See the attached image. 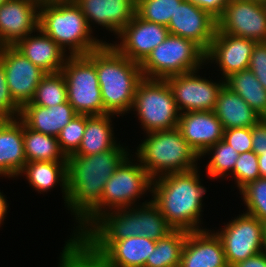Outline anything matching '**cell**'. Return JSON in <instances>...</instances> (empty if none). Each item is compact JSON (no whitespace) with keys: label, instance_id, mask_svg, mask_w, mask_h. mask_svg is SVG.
Wrapping results in <instances>:
<instances>
[{"label":"cell","instance_id":"1","mask_svg":"<svg viewBox=\"0 0 266 267\" xmlns=\"http://www.w3.org/2000/svg\"><path fill=\"white\" fill-rule=\"evenodd\" d=\"M173 230L152 200L136 208L109 210L61 253L58 267H88L115 240L145 236L158 241Z\"/></svg>","mask_w":266,"mask_h":267},{"label":"cell","instance_id":"2","mask_svg":"<svg viewBox=\"0 0 266 267\" xmlns=\"http://www.w3.org/2000/svg\"><path fill=\"white\" fill-rule=\"evenodd\" d=\"M120 144L89 156L67 157V206L78 225L100 204L105 183L130 155Z\"/></svg>","mask_w":266,"mask_h":267},{"label":"cell","instance_id":"3","mask_svg":"<svg viewBox=\"0 0 266 267\" xmlns=\"http://www.w3.org/2000/svg\"><path fill=\"white\" fill-rule=\"evenodd\" d=\"M200 180L198 168L153 179L151 200L174 230H203L199 226V218L206 189Z\"/></svg>","mask_w":266,"mask_h":267},{"label":"cell","instance_id":"4","mask_svg":"<svg viewBox=\"0 0 266 267\" xmlns=\"http://www.w3.org/2000/svg\"><path fill=\"white\" fill-rule=\"evenodd\" d=\"M95 66L105 114L129 113L137 86L144 78L140 64L122 55L111 43H104L95 50Z\"/></svg>","mask_w":266,"mask_h":267},{"label":"cell","instance_id":"5","mask_svg":"<svg viewBox=\"0 0 266 267\" xmlns=\"http://www.w3.org/2000/svg\"><path fill=\"white\" fill-rule=\"evenodd\" d=\"M127 157L105 183L100 204L78 225L66 242L62 253L103 213L113 209L131 208L144 195L152 192L153 178L138 163ZM106 209V210H105ZM108 209V210H107ZM78 228V229H77Z\"/></svg>","mask_w":266,"mask_h":267},{"label":"cell","instance_id":"6","mask_svg":"<svg viewBox=\"0 0 266 267\" xmlns=\"http://www.w3.org/2000/svg\"><path fill=\"white\" fill-rule=\"evenodd\" d=\"M39 29L65 51L68 47L69 55H87L107 43L91 35L86 17L75 2L40 5Z\"/></svg>","mask_w":266,"mask_h":267},{"label":"cell","instance_id":"7","mask_svg":"<svg viewBox=\"0 0 266 267\" xmlns=\"http://www.w3.org/2000/svg\"><path fill=\"white\" fill-rule=\"evenodd\" d=\"M147 134L135 154L153 179L197 168L196 161L200 160V156L182 137L177 127Z\"/></svg>","mask_w":266,"mask_h":267},{"label":"cell","instance_id":"8","mask_svg":"<svg viewBox=\"0 0 266 267\" xmlns=\"http://www.w3.org/2000/svg\"><path fill=\"white\" fill-rule=\"evenodd\" d=\"M206 52L194 41L173 34L155 47L140 64L142 75L149 79H166L170 76L199 70Z\"/></svg>","mask_w":266,"mask_h":267},{"label":"cell","instance_id":"9","mask_svg":"<svg viewBox=\"0 0 266 267\" xmlns=\"http://www.w3.org/2000/svg\"><path fill=\"white\" fill-rule=\"evenodd\" d=\"M61 72L67 86V101L77 114H105L95 66V50L87 55H68Z\"/></svg>","mask_w":266,"mask_h":267},{"label":"cell","instance_id":"10","mask_svg":"<svg viewBox=\"0 0 266 267\" xmlns=\"http://www.w3.org/2000/svg\"><path fill=\"white\" fill-rule=\"evenodd\" d=\"M132 109L146 133L178 126L180 112L166 79L143 78L137 86Z\"/></svg>","mask_w":266,"mask_h":267},{"label":"cell","instance_id":"11","mask_svg":"<svg viewBox=\"0 0 266 267\" xmlns=\"http://www.w3.org/2000/svg\"><path fill=\"white\" fill-rule=\"evenodd\" d=\"M215 233L222 242L228 267L265 250L263 222L248 213L227 222L221 231Z\"/></svg>","mask_w":266,"mask_h":267},{"label":"cell","instance_id":"12","mask_svg":"<svg viewBox=\"0 0 266 267\" xmlns=\"http://www.w3.org/2000/svg\"><path fill=\"white\" fill-rule=\"evenodd\" d=\"M216 32L266 42V1L230 0L217 20Z\"/></svg>","mask_w":266,"mask_h":267},{"label":"cell","instance_id":"13","mask_svg":"<svg viewBox=\"0 0 266 267\" xmlns=\"http://www.w3.org/2000/svg\"><path fill=\"white\" fill-rule=\"evenodd\" d=\"M0 62L14 102L22 108L31 102L42 78L47 74L14 46L0 47Z\"/></svg>","mask_w":266,"mask_h":267},{"label":"cell","instance_id":"14","mask_svg":"<svg viewBox=\"0 0 266 267\" xmlns=\"http://www.w3.org/2000/svg\"><path fill=\"white\" fill-rule=\"evenodd\" d=\"M197 71L166 78L180 113L213 111L218 94L225 85V80L213 83L200 75L197 76Z\"/></svg>","mask_w":266,"mask_h":267},{"label":"cell","instance_id":"15","mask_svg":"<svg viewBox=\"0 0 266 267\" xmlns=\"http://www.w3.org/2000/svg\"><path fill=\"white\" fill-rule=\"evenodd\" d=\"M168 35L167 26L143 20L135 14L117 37L121 39L120 44L112 45L131 61L141 64Z\"/></svg>","mask_w":266,"mask_h":267},{"label":"cell","instance_id":"16","mask_svg":"<svg viewBox=\"0 0 266 267\" xmlns=\"http://www.w3.org/2000/svg\"><path fill=\"white\" fill-rule=\"evenodd\" d=\"M37 0H7L0 5V46H14L39 29Z\"/></svg>","mask_w":266,"mask_h":267},{"label":"cell","instance_id":"17","mask_svg":"<svg viewBox=\"0 0 266 267\" xmlns=\"http://www.w3.org/2000/svg\"><path fill=\"white\" fill-rule=\"evenodd\" d=\"M167 28L169 34L190 39L206 52L214 39L217 20L208 12L184 0L177 6Z\"/></svg>","mask_w":266,"mask_h":267},{"label":"cell","instance_id":"18","mask_svg":"<svg viewBox=\"0 0 266 267\" xmlns=\"http://www.w3.org/2000/svg\"><path fill=\"white\" fill-rule=\"evenodd\" d=\"M256 41L223 32H216L205 60L219 65L224 80L234 73L248 69Z\"/></svg>","mask_w":266,"mask_h":267},{"label":"cell","instance_id":"19","mask_svg":"<svg viewBox=\"0 0 266 267\" xmlns=\"http://www.w3.org/2000/svg\"><path fill=\"white\" fill-rule=\"evenodd\" d=\"M177 128L199 156L223 139V126L213 111L180 113Z\"/></svg>","mask_w":266,"mask_h":267},{"label":"cell","instance_id":"20","mask_svg":"<svg viewBox=\"0 0 266 267\" xmlns=\"http://www.w3.org/2000/svg\"><path fill=\"white\" fill-rule=\"evenodd\" d=\"M209 231L187 232L179 267H228L220 238Z\"/></svg>","mask_w":266,"mask_h":267},{"label":"cell","instance_id":"21","mask_svg":"<svg viewBox=\"0 0 266 267\" xmlns=\"http://www.w3.org/2000/svg\"><path fill=\"white\" fill-rule=\"evenodd\" d=\"M155 246L145 236L115 240L88 267H144Z\"/></svg>","mask_w":266,"mask_h":267},{"label":"cell","instance_id":"22","mask_svg":"<svg viewBox=\"0 0 266 267\" xmlns=\"http://www.w3.org/2000/svg\"><path fill=\"white\" fill-rule=\"evenodd\" d=\"M75 3L90 29V23L95 22L116 35L133 19L136 9V0H76Z\"/></svg>","mask_w":266,"mask_h":267},{"label":"cell","instance_id":"23","mask_svg":"<svg viewBox=\"0 0 266 267\" xmlns=\"http://www.w3.org/2000/svg\"><path fill=\"white\" fill-rule=\"evenodd\" d=\"M26 162L23 122L19 118L0 119V175L18 177Z\"/></svg>","mask_w":266,"mask_h":267},{"label":"cell","instance_id":"24","mask_svg":"<svg viewBox=\"0 0 266 267\" xmlns=\"http://www.w3.org/2000/svg\"><path fill=\"white\" fill-rule=\"evenodd\" d=\"M36 32H39L40 35L33 36L30 33L23 39H20L14 47L46 73L61 72L68 58L65 53L66 51L41 29H38Z\"/></svg>","mask_w":266,"mask_h":267},{"label":"cell","instance_id":"25","mask_svg":"<svg viewBox=\"0 0 266 267\" xmlns=\"http://www.w3.org/2000/svg\"><path fill=\"white\" fill-rule=\"evenodd\" d=\"M77 115L72 105L65 103L51 107L24 105L19 119L27 128L57 137L60 131Z\"/></svg>","mask_w":266,"mask_h":267},{"label":"cell","instance_id":"26","mask_svg":"<svg viewBox=\"0 0 266 267\" xmlns=\"http://www.w3.org/2000/svg\"><path fill=\"white\" fill-rule=\"evenodd\" d=\"M223 129L252 128L262 118L237 93L223 86L213 110Z\"/></svg>","mask_w":266,"mask_h":267},{"label":"cell","instance_id":"27","mask_svg":"<svg viewBox=\"0 0 266 267\" xmlns=\"http://www.w3.org/2000/svg\"><path fill=\"white\" fill-rule=\"evenodd\" d=\"M20 174H25L29 185L40 193L60 183L64 203L67 204V161L26 162Z\"/></svg>","mask_w":266,"mask_h":267},{"label":"cell","instance_id":"28","mask_svg":"<svg viewBox=\"0 0 266 267\" xmlns=\"http://www.w3.org/2000/svg\"><path fill=\"white\" fill-rule=\"evenodd\" d=\"M112 114L86 115V127L78 150L74 155L89 156L114 148L116 140L112 130Z\"/></svg>","mask_w":266,"mask_h":267},{"label":"cell","instance_id":"29","mask_svg":"<svg viewBox=\"0 0 266 267\" xmlns=\"http://www.w3.org/2000/svg\"><path fill=\"white\" fill-rule=\"evenodd\" d=\"M225 86L243 98L262 119H266V89L250 69L227 77Z\"/></svg>","mask_w":266,"mask_h":267},{"label":"cell","instance_id":"30","mask_svg":"<svg viewBox=\"0 0 266 267\" xmlns=\"http://www.w3.org/2000/svg\"><path fill=\"white\" fill-rule=\"evenodd\" d=\"M24 152L27 162L67 161L60 150L57 137L27 128L23 123Z\"/></svg>","mask_w":266,"mask_h":267},{"label":"cell","instance_id":"31","mask_svg":"<svg viewBox=\"0 0 266 267\" xmlns=\"http://www.w3.org/2000/svg\"><path fill=\"white\" fill-rule=\"evenodd\" d=\"M187 231L173 230L165 238L156 241L144 267H179Z\"/></svg>","mask_w":266,"mask_h":267},{"label":"cell","instance_id":"32","mask_svg":"<svg viewBox=\"0 0 266 267\" xmlns=\"http://www.w3.org/2000/svg\"><path fill=\"white\" fill-rule=\"evenodd\" d=\"M67 102V86L62 72L47 73L36 88L35 95L26 105L51 107Z\"/></svg>","mask_w":266,"mask_h":267},{"label":"cell","instance_id":"33","mask_svg":"<svg viewBox=\"0 0 266 267\" xmlns=\"http://www.w3.org/2000/svg\"><path fill=\"white\" fill-rule=\"evenodd\" d=\"M207 153L213 155L206 166L208 176L215 179L217 177L224 178V176L230 175L229 173L232 174L239 153L230 144L222 139L208 148L200 157Z\"/></svg>","mask_w":266,"mask_h":267},{"label":"cell","instance_id":"34","mask_svg":"<svg viewBox=\"0 0 266 267\" xmlns=\"http://www.w3.org/2000/svg\"><path fill=\"white\" fill-rule=\"evenodd\" d=\"M184 0H136L135 14L146 21L168 26Z\"/></svg>","mask_w":266,"mask_h":267},{"label":"cell","instance_id":"35","mask_svg":"<svg viewBox=\"0 0 266 267\" xmlns=\"http://www.w3.org/2000/svg\"><path fill=\"white\" fill-rule=\"evenodd\" d=\"M247 206L246 213L255 216L261 222L266 221V178H258L240 190Z\"/></svg>","mask_w":266,"mask_h":267},{"label":"cell","instance_id":"36","mask_svg":"<svg viewBox=\"0 0 266 267\" xmlns=\"http://www.w3.org/2000/svg\"><path fill=\"white\" fill-rule=\"evenodd\" d=\"M86 127V115L77 114L57 136L60 150L68 157L80 147Z\"/></svg>","mask_w":266,"mask_h":267},{"label":"cell","instance_id":"37","mask_svg":"<svg viewBox=\"0 0 266 267\" xmlns=\"http://www.w3.org/2000/svg\"><path fill=\"white\" fill-rule=\"evenodd\" d=\"M232 173L239 191L248 183L260 178L258 155L254 151L239 154Z\"/></svg>","mask_w":266,"mask_h":267},{"label":"cell","instance_id":"38","mask_svg":"<svg viewBox=\"0 0 266 267\" xmlns=\"http://www.w3.org/2000/svg\"><path fill=\"white\" fill-rule=\"evenodd\" d=\"M20 112L21 108L14 102L10 94L4 67L0 62V119H18Z\"/></svg>","mask_w":266,"mask_h":267},{"label":"cell","instance_id":"39","mask_svg":"<svg viewBox=\"0 0 266 267\" xmlns=\"http://www.w3.org/2000/svg\"><path fill=\"white\" fill-rule=\"evenodd\" d=\"M223 140L239 154L252 151V128L225 129Z\"/></svg>","mask_w":266,"mask_h":267},{"label":"cell","instance_id":"40","mask_svg":"<svg viewBox=\"0 0 266 267\" xmlns=\"http://www.w3.org/2000/svg\"><path fill=\"white\" fill-rule=\"evenodd\" d=\"M248 69L266 89V42L256 43L252 50Z\"/></svg>","mask_w":266,"mask_h":267},{"label":"cell","instance_id":"41","mask_svg":"<svg viewBox=\"0 0 266 267\" xmlns=\"http://www.w3.org/2000/svg\"><path fill=\"white\" fill-rule=\"evenodd\" d=\"M252 151L266 155V119H261L252 127Z\"/></svg>","mask_w":266,"mask_h":267},{"label":"cell","instance_id":"42","mask_svg":"<svg viewBox=\"0 0 266 267\" xmlns=\"http://www.w3.org/2000/svg\"><path fill=\"white\" fill-rule=\"evenodd\" d=\"M187 1L208 12L216 20H218L222 16L226 6L230 2V0H187Z\"/></svg>","mask_w":266,"mask_h":267},{"label":"cell","instance_id":"43","mask_svg":"<svg viewBox=\"0 0 266 267\" xmlns=\"http://www.w3.org/2000/svg\"><path fill=\"white\" fill-rule=\"evenodd\" d=\"M232 267H266V250L244 261L238 262Z\"/></svg>","mask_w":266,"mask_h":267},{"label":"cell","instance_id":"44","mask_svg":"<svg viewBox=\"0 0 266 267\" xmlns=\"http://www.w3.org/2000/svg\"><path fill=\"white\" fill-rule=\"evenodd\" d=\"M6 200L7 199H5V196L0 192V226L3 220L5 219V215L8 209V203Z\"/></svg>","mask_w":266,"mask_h":267},{"label":"cell","instance_id":"45","mask_svg":"<svg viewBox=\"0 0 266 267\" xmlns=\"http://www.w3.org/2000/svg\"><path fill=\"white\" fill-rule=\"evenodd\" d=\"M258 168L260 172V177L266 178V155H258Z\"/></svg>","mask_w":266,"mask_h":267},{"label":"cell","instance_id":"46","mask_svg":"<svg viewBox=\"0 0 266 267\" xmlns=\"http://www.w3.org/2000/svg\"><path fill=\"white\" fill-rule=\"evenodd\" d=\"M40 5H52L58 3H74L76 0H37Z\"/></svg>","mask_w":266,"mask_h":267},{"label":"cell","instance_id":"47","mask_svg":"<svg viewBox=\"0 0 266 267\" xmlns=\"http://www.w3.org/2000/svg\"><path fill=\"white\" fill-rule=\"evenodd\" d=\"M264 247L266 250V221L263 222Z\"/></svg>","mask_w":266,"mask_h":267},{"label":"cell","instance_id":"48","mask_svg":"<svg viewBox=\"0 0 266 267\" xmlns=\"http://www.w3.org/2000/svg\"><path fill=\"white\" fill-rule=\"evenodd\" d=\"M7 0H0V5H2L4 2H6Z\"/></svg>","mask_w":266,"mask_h":267}]
</instances>
